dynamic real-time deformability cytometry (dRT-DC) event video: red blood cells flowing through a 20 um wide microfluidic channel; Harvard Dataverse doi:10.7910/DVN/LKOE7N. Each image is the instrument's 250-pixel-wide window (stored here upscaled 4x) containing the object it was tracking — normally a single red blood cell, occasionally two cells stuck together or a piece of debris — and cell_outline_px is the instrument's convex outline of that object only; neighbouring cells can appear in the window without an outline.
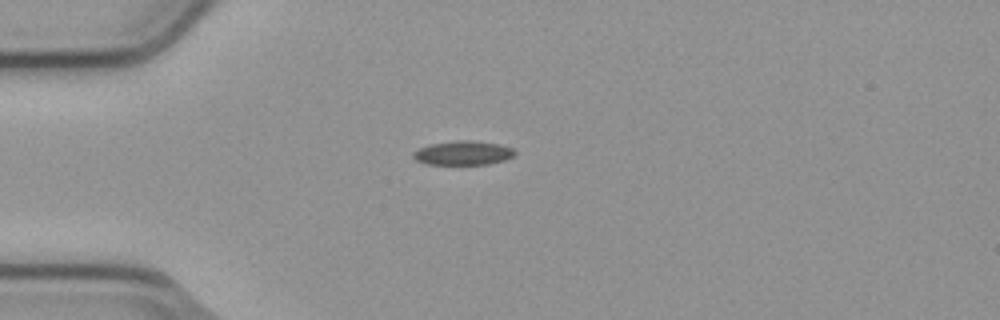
{"species": "common noctule bat (a hibernating species)", "species_latin": "Nyctalus noctula", "temperature_condition": "cold", "stored_images_in_passage": 1, "camera_frame_rate_fps": 3000, "um_per_image_px": 0.085, "animal": {"sex": "male", "body_mass_g": 23.1, "forearm_length_mm": 52.7}, "frame": {"image": 1, "passage_image": 1, "time_ms": 0.0, "image_size_px": [1000, 320], "cell_outline_px": [[516, 152], [512, 156], [504, 160], [488, 164], [428, 164], [416, 160], [412, 156], [412, 152], [420, 148], [432, 144], [460, 140], [472, 140], [500, 144], [512, 148]], "centroid_in_image_um": [39.37, 13.0], "position_along_channel_um": 45.6, "area_um2": 14.1}}